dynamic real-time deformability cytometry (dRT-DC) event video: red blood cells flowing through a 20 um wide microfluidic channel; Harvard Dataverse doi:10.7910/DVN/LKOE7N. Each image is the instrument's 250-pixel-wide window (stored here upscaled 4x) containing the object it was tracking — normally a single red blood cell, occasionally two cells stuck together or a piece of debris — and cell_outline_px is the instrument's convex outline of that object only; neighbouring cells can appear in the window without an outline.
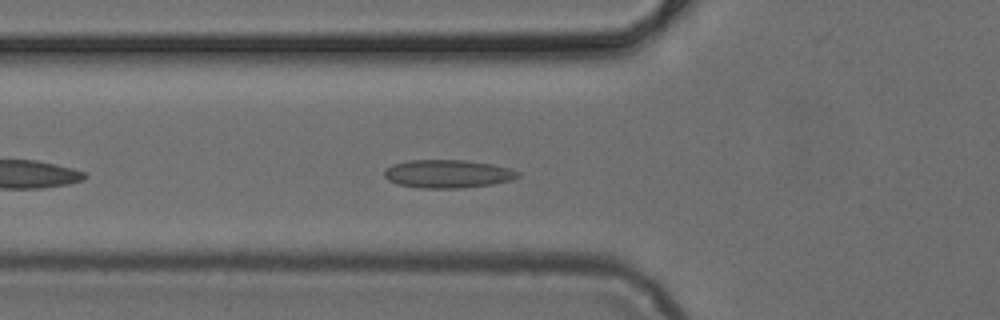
{"species": "common noctule bat (a hibernating species)", "species_latin": "Nyctalus noctula", "temperature_condition": "cold", "stored_images_in_passage": 31, "camera_frame_rate_fps": 3000, "um_per_image_px": 0.085, "animal": {"sex": "female", "body_mass_g": 24.6, "forearm_length_mm": 56.2}, "frame": {"image": 1, "passage_image": 6, "time_ms": 1.667, "image_size_px": [1000, 320], "cell_outline_px": [[520, 176], [512, 180], [492, 184], [460, 188], [420, 188], [396, 184], [388, 180], [384, 176], [384, 172], [392, 164], [408, 160], [468, 160], [492, 164], [512, 168], [520, 172]], "centroid_in_image_um": [38.08, 14.77], "position_along_channel_um": 87.7, "area_um2": 22.14}}
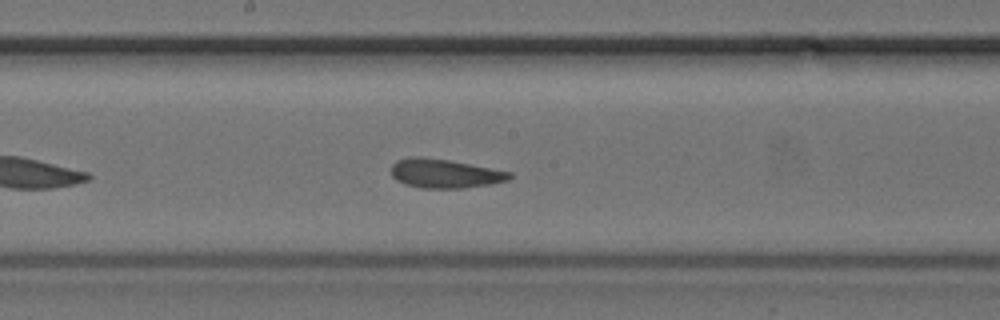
{"frame": {"image": 2, "passage_image": 15, "time_ms": 4.667, "image_size_px": [1000, 320], "cell_outline_px": [[512, 176], [508, 180], [492, 184], [464, 188], [420, 188], [404, 184], [396, 180], [392, 176], [392, 164], [396, 160], [408, 156], [420, 156], [448, 160], [512, 172]], "centroid_in_image_um": [37.77, 14.75], "position_along_channel_um": 210.4, "area_um2": 20.11}}
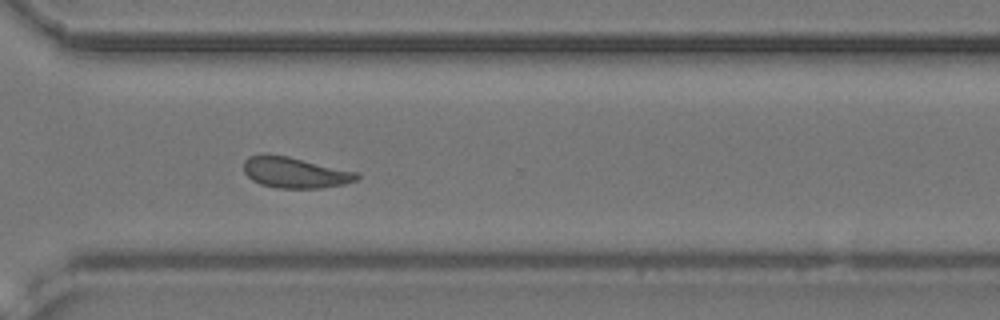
{"frame": {"image": 3, "passage_image": 25, "time_ms": 8.0, "image_size_px": [1000, 320], "cell_outline_px": [[360, 176], [356, 180], [344, 184], [320, 188], [276, 188], [260, 184], [252, 180], [244, 172], [244, 160], [248, 156], [260, 152], [268, 152], [288, 156], [360, 172]], "centroid_in_image_um": [25.04, 14.63], "position_along_channel_um": 345.6, "area_um2": 20.87}}